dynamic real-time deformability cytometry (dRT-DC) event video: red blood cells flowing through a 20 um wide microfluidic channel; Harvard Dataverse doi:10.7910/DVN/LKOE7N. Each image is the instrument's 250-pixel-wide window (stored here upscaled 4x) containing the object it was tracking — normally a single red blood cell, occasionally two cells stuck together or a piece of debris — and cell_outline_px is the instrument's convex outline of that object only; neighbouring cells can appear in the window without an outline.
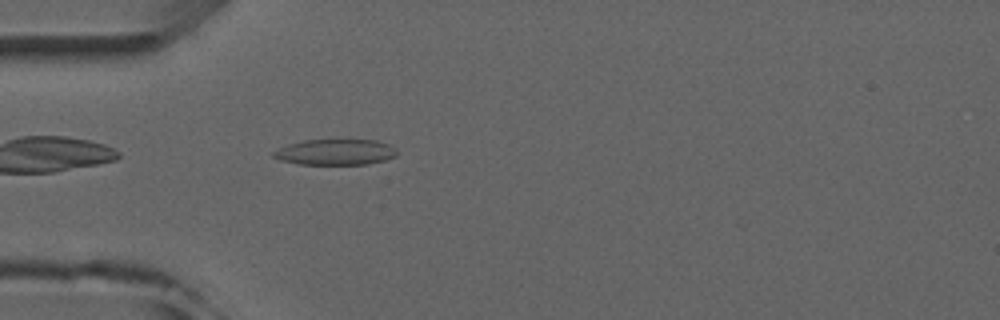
{"species": "common noctule bat (a hibernating species)", "species_latin": "Nyctalus noctula", "temperature_condition": "room temperature", "stored_images_in_passage": 3, "camera_frame_rate_fps": 3000, "um_per_image_px": 0.085, "animal": {"sex": "male", "forearm_length_mm": 52.5}, "frame": {"image": 1, "passage_image": 3, "time_ms": 2.333, "image_size_px": [1000, 320], "cell_outline_px": [[396, 156], [384, 160], [368, 164], [300, 164], [280, 160], [272, 156], [272, 152], [288, 144], [304, 140], [376, 140], [392, 144], [396, 148]], "centroid_in_image_um": [28.54, 12.92], "position_along_channel_um": 56.5, "area_um2": 18.55}}